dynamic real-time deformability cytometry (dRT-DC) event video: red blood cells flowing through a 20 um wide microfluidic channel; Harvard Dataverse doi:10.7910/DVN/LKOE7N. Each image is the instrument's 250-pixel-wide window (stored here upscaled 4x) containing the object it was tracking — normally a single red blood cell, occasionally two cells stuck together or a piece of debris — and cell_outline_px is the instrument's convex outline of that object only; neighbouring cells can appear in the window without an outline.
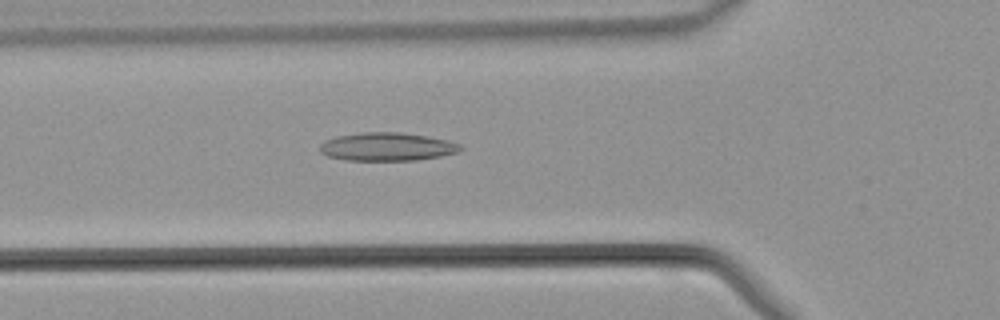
{"species": "common noctule bat (a hibernating species)", "species_latin": "Nyctalus noctula", "temperature_condition": "warm", "stored_images_in_passage": 41, "camera_frame_rate_fps": 3000, "um_per_image_px": 0.085, "animal": {"sex": "male", "body_mass_g": 21.5, "forearm_length_mm": 52.0}, "frame": {"image": 1, "passage_image": 13, "time_ms": 4.0, "image_size_px": [1000, 320], "cell_outline_px": [[464, 148], [456, 152], [440, 156], [416, 160], [348, 160], [328, 156], [320, 152], [320, 144], [324, 140], [336, 136], [360, 132], [400, 132], [428, 136], [448, 140], [460, 144]], "centroid_in_image_um": [32.89, 12.46], "position_along_channel_um": 92.9, "area_um2": 23.18}}
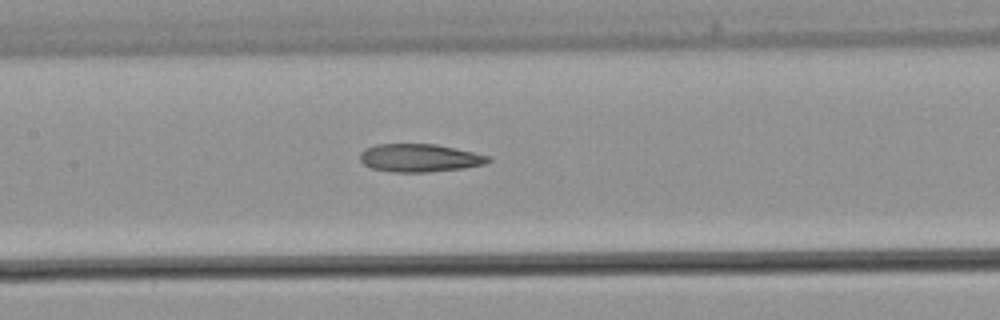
{"frame": {"image": 2, "passage_image": 18, "time_ms": 5.667, "image_size_px": [1000, 320], "cell_outline_px": [[492, 160], [484, 164], [464, 168], [428, 172], [392, 172], [372, 168], [364, 164], [360, 160], [360, 152], [364, 148], [376, 144], [436, 144], [492, 156]], "centroid_in_image_um": [35.67, 13.42], "position_along_channel_um": 171.7, "area_um2": 21.04}}
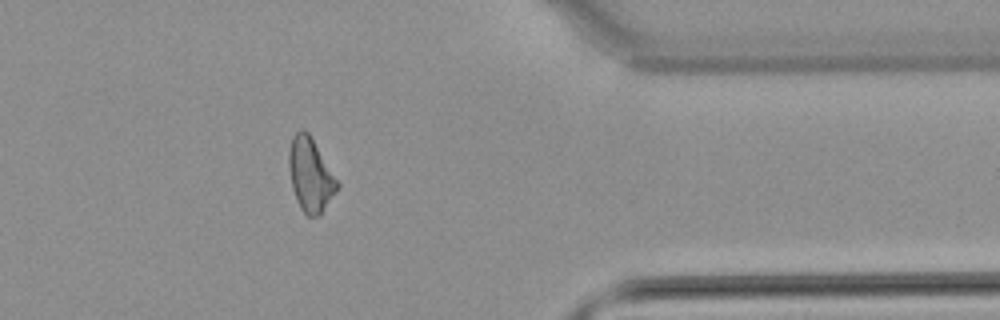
{"frame": {"image": 3, "passage_image": 33, "time_ms": 10.667, "image_size_px": [1000, 320], "cell_outline_px": [[340, 184], [336, 192], [320, 216], [308, 216], [300, 208], [292, 188], [288, 168], [288, 152], [292, 136], [300, 128], [304, 128], [308, 132]], "centroid_in_image_um": [26.37, 14.85], "position_along_channel_um": 385.0, "area_um2": 20.81}}